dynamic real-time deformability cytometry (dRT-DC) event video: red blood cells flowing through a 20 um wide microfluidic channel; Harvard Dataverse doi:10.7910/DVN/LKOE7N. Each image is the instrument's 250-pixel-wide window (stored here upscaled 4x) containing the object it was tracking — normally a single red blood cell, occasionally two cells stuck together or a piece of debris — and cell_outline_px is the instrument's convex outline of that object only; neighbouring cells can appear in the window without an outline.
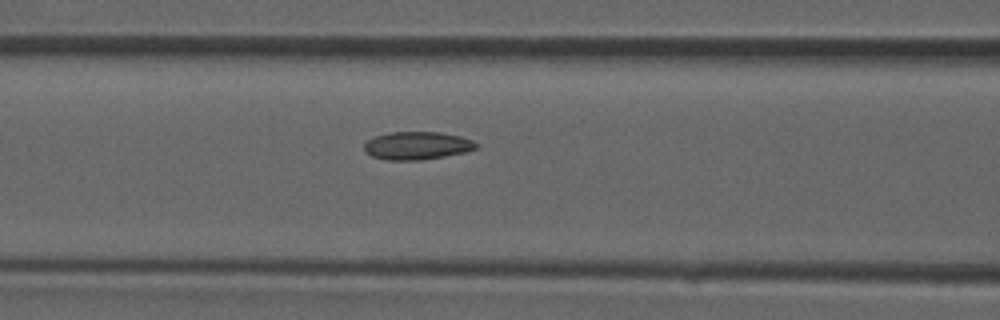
{"species": "common noctule bat (a hibernating species)", "species_latin": "Nyctalus noctula", "temperature_condition": "room temperature", "stored_images_in_passage": 23, "camera_frame_rate_fps": 3000, "um_per_image_px": 0.085, "animal": {"sex": "male", "forearm_length_mm": 52.5}, "frame": {"image": 1, "passage_image": 4, "time_ms": 1.0, "image_size_px": [1000, 320], "cell_outline_px": [[480, 144], [476, 148], [468, 152], [420, 160], [388, 160], [372, 156], [364, 152], [364, 144], [368, 140], [376, 136], [388, 132], [440, 132], [460, 136], [472, 140]], "centroid_in_image_um": [35.47, 12.38], "position_along_channel_um": 131.1, "area_um2": 18.32}}
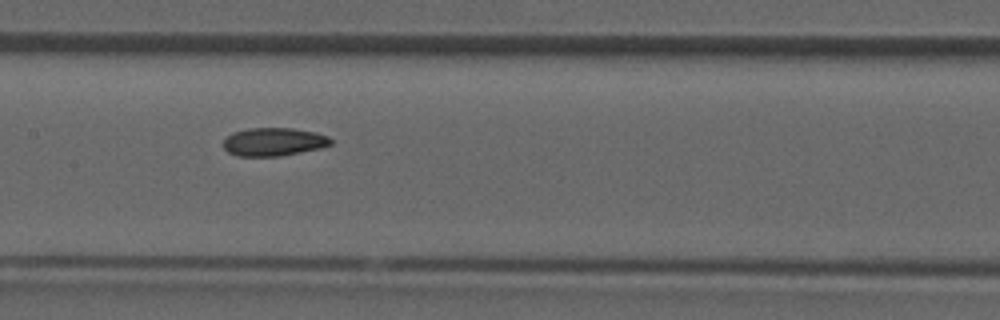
{"frame": {"image": 2, "passage_image": 7, "time_ms": 2.0, "image_size_px": [1000, 320], "cell_outline_px": [[332, 144], [320, 148], [280, 156], [236, 156], [228, 152], [224, 148], [224, 140], [232, 132], [248, 128], [292, 128], [316, 132], [328, 136], [332, 140]], "centroid_in_image_um": [23.26, 12.05], "position_along_channel_um": 184.1, "area_um2": 17.69}}
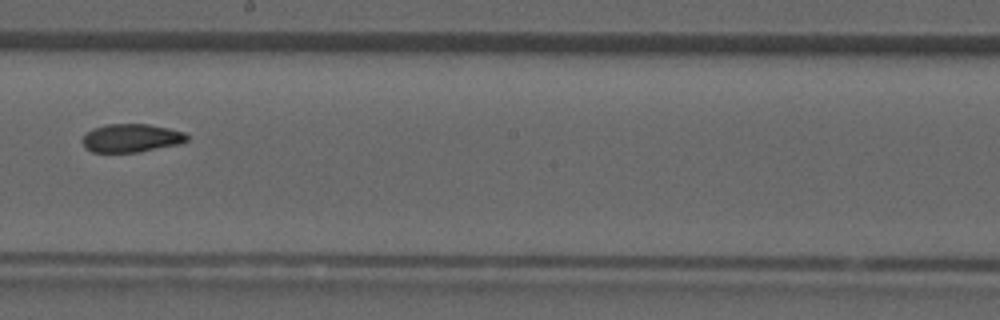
{"frame": {"image": 3, "passage_image": 10, "time_ms": 3.0, "image_size_px": [1000, 320], "cell_outline_px": [[188, 140], [180, 144], [136, 152], [92, 152], [84, 148], [84, 136], [92, 128], [108, 124], [148, 124], [168, 128], [184, 132], [188, 136]], "centroid_in_image_um": [11.17, 11.73], "position_along_channel_um": 237.0, "area_um2": 17.11}}